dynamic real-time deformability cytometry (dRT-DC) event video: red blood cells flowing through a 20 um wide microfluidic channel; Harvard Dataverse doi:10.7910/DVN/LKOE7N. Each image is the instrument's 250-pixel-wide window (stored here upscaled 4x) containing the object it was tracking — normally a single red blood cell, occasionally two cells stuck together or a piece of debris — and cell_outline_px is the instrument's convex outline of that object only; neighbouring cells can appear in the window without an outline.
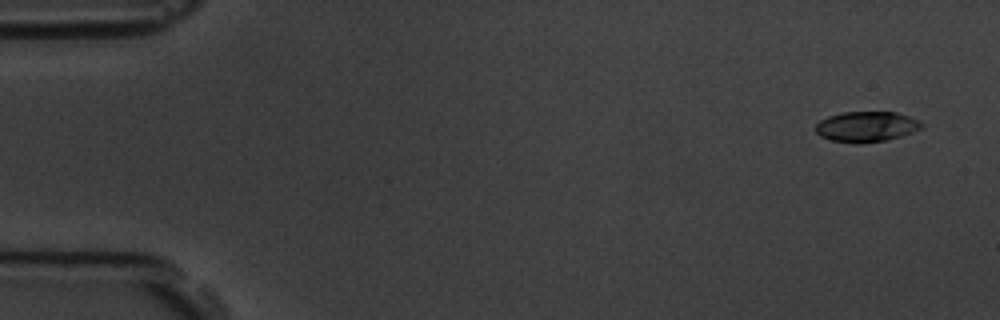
{"species": "common noctule bat (a hibernating species)", "species_latin": "Nyctalus noctula", "temperature_condition": "room temperature", "stored_images_in_passage": 5, "camera_frame_rate_fps": 3000, "um_per_image_px": 0.085, "animal": {"sex": "male", "body_mass_g": 19.5, "forearm_length_mm": 54.6}, "frame": {"image": 1, "passage_image": 1, "time_ms": 0.0, "image_size_px": [1000, 320], "cell_outline_px": [[924, 124], [920, 128], [912, 132], [900, 136], [884, 140], [860, 144], [832, 140], [820, 136], [812, 128], [820, 120], [828, 116], [844, 112], [896, 112], [908, 116]], "centroid_in_image_um": [73.58, 10.76], "position_along_channel_um": 11.4, "area_um2": 18.67}}